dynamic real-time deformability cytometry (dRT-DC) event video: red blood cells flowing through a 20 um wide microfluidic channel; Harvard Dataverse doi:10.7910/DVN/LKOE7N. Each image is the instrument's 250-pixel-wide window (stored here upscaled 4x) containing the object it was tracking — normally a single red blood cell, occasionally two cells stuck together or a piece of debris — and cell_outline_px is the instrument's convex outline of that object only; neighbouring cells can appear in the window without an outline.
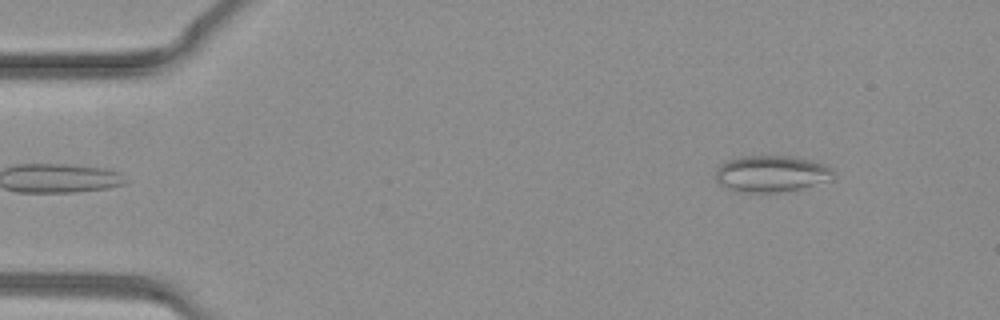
{"species": "common noctule bat (a hibernating species)", "species_latin": "Nyctalus noctula", "temperature_condition": "warm", "stored_images_in_passage": 34, "camera_frame_rate_fps": 3000, "um_per_image_px": 0.085, "animal": {"sex": "female", "body_mass_g": 19.3, "forearm_length_mm": 54.1}, "frame": {"image": 1, "passage_image": 1, "time_ms": 0.0, "image_size_px": [1000, 320], "cell_outline_px": [[832, 176], [812, 184], [800, 188], [776, 192], [732, 192], [720, 184], [716, 180], [716, 168], [720, 164], [728, 160], [740, 156], [788, 156], [828, 164], [832, 168]], "centroid_in_image_um": [65.46, 14.76], "position_along_channel_um": 19.5, "area_um2": 24.68}}
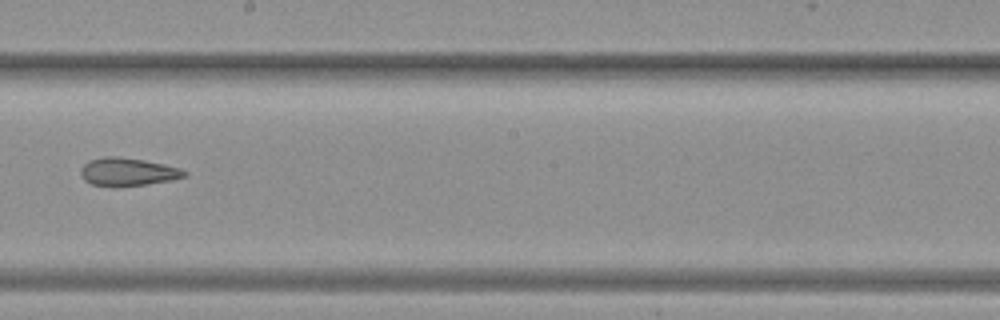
{"frame": {"image": 2, "passage_image": 18, "time_ms": 5.667, "image_size_px": [1000, 320], "cell_outline_px": [[188, 176], [172, 180], [148, 184], [116, 188], [112, 188], [92, 184], [84, 180], [80, 176], [80, 168], [88, 160], [104, 156], [120, 156], [144, 160], [164, 164], [180, 168], [188, 172]], "centroid_in_image_um": [10.84, 14.62], "position_along_channel_um": 237.4, "area_um2": 17.51}}
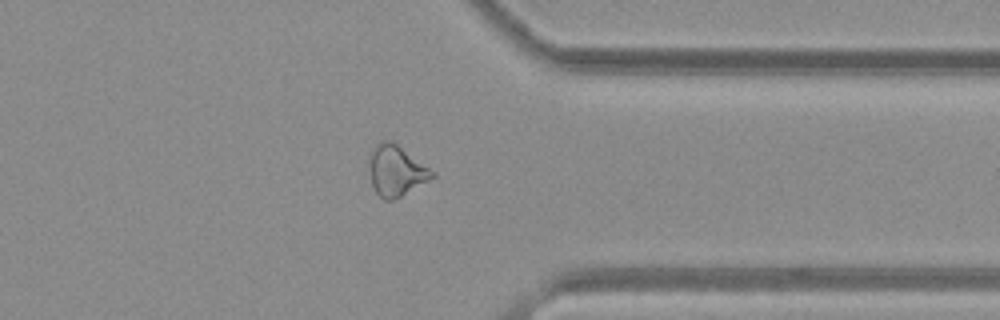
{"frame": {"image": 3, "passage_image": 26, "time_ms": 8.333, "image_size_px": [1000, 320], "cell_outline_px": [[436, 176], [400, 196], [392, 200], [384, 200], [376, 192], [372, 184], [368, 164], [368, 152], [380, 140], [392, 140], [436, 172]], "centroid_in_image_um": [33.64, 14.46], "position_along_channel_um": 377.8, "area_um2": 18.79}}